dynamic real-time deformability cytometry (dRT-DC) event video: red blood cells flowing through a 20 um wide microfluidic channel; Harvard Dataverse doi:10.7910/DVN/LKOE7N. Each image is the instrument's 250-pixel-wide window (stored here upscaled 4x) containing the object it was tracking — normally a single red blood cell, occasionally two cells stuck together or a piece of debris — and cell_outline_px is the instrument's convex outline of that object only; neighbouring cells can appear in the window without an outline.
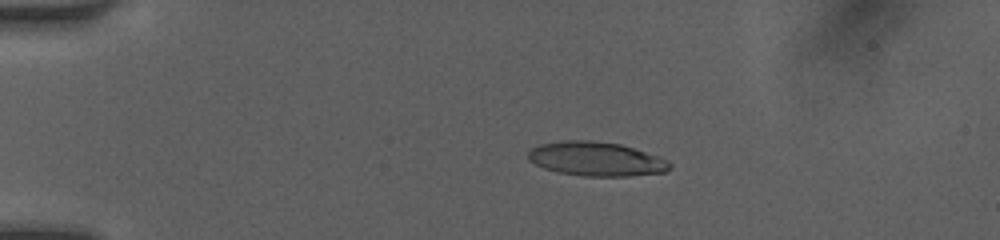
{"species": "human", "species_latin": "Homo sapiens", "temperature_condition": "room temperature", "stored_images_in_passage": 50, "camera_frame_rate_fps": 3000, "um_per_image_px": 0.085, "donor": {"sex": "female"}, "frame": {"image": 1, "passage_image": 11, "time_ms": 3.333, "image_size_px": [1000, 240], "cell_outline_px": [[672, 168], [668, 172], [628, 176], [584, 176], [556, 172], [544, 168], [528, 160], [528, 152], [532, 148], [540, 144], [564, 140], [592, 140], [620, 144], [660, 156], [668, 160], [672, 164]], "centroid_in_image_um": [50.71, 13.51], "position_along_channel_um": 34.3, "area_um2": 28.44}}
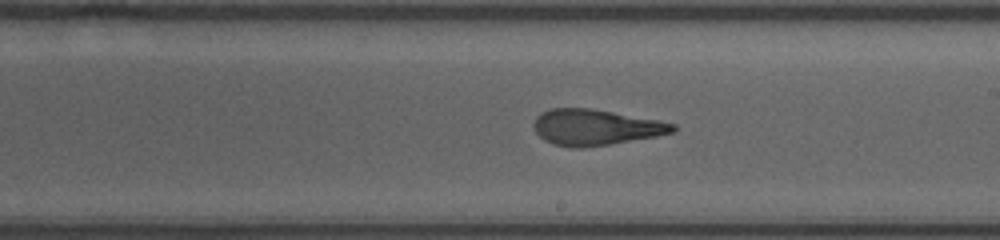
{"frame": {"image": 2, "passage_image": 30, "time_ms": 9.667, "image_size_px": [1000, 240], "cell_outline_px": [[676, 132], [656, 136], [584, 148], [572, 148], [552, 144], [544, 140], [536, 132], [532, 124], [536, 116], [540, 112], [552, 108], [588, 108], [612, 112], [656, 120], [676, 124]], "centroid_in_image_um": [50.57, 10.82], "position_along_channel_um": 238.4, "area_um2": 28.96}}
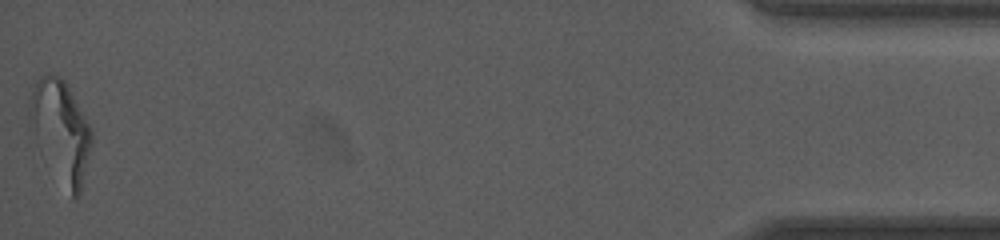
{"frame": {"image": 3, "passage_image": 50, "time_ms": 16.333, "image_size_px": [1000, 240], "cell_outline_px": [[92, 140], [80, 196], [76, 200], [72, 196], [28, 128], [28, 104], [32, 92], [40, 76], [48, 72], [60, 76], [64, 80], [92, 128]], "centroid_in_image_um": [5.16, 11.05], "position_along_channel_um": 430.0, "area_um2": 35.84}, "authors_computed_cell_mechanics": {"area_um2": 29.2468, "velocity_mm_per_s": 4.1693, "shape_relaxation_time_tau1_ms": 6.3691, "shape_relaxation_time_tau2_ms": 1.3217, "deformation_change_tau1": 0.2876, "deformation_change_tau2": 0.1089}}